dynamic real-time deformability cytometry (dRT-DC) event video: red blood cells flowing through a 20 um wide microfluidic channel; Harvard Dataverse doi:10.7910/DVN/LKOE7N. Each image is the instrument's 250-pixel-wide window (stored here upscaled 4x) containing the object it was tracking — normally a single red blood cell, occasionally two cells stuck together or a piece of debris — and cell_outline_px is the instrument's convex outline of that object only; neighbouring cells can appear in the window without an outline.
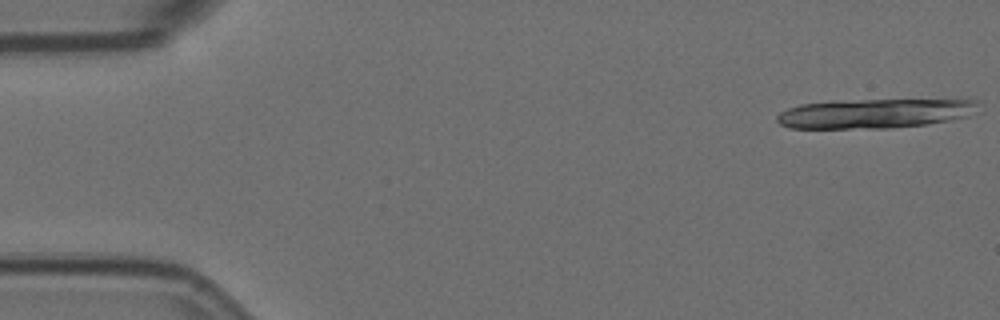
{"species": "Egyptian fruit bat (a non-hibernating species)", "species_latin": "Rousettus aegyptiacus", "temperature_condition": "room temperature", "stored_images_in_passage": 5, "camera_frame_rate_fps": 3000, "um_per_image_px": 0.085, "animal": {"sex": "female"}, "frame": {"image": 1, "passage_image": 1, "time_ms": 0.0, "image_size_px": [1000, 320], "cell_outline_px": [[980, 100], [968, 116], [928, 124], [892, 128], [788, 128], [780, 124], [776, 120], [776, 116], [780, 112], [788, 108], [800, 104], [832, 100]], "centroid_in_image_um": [74.24, 9.64], "position_along_channel_um": 10.8, "area_um2": 34.45}}
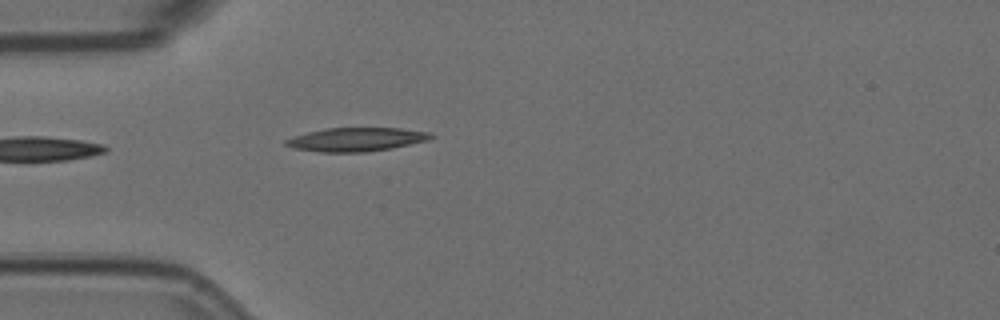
{"frame": {"image": 2, "passage_image": 5, "time_ms": 1.333, "image_size_px": [1000, 320], "cell_outline_px": [[436, 136], [428, 140], [392, 148], [364, 152], [320, 152], [292, 148], [284, 144], [284, 140], [308, 132], [328, 128], [400, 128], [428, 132]], "centroid_in_image_um": [30.29, 11.85], "position_along_channel_um": 54.7, "area_um2": 19.88}}